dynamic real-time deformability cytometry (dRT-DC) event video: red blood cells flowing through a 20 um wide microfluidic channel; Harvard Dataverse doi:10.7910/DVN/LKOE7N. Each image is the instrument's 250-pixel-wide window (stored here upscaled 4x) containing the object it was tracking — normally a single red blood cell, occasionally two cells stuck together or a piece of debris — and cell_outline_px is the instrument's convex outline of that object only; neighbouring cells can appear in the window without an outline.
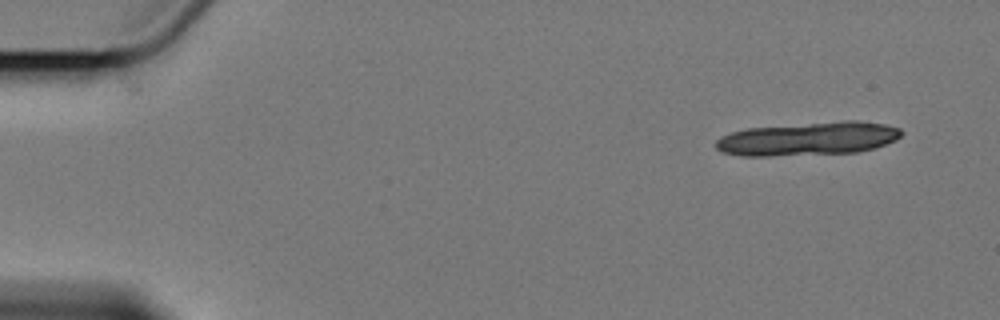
{"species": "Egyptian fruit bat (a non-hibernating species)", "species_latin": "Rousettus aegyptiacus", "temperature_condition": "cold", "stored_images_in_passage": 15, "segment_of_instrument_passage": [1, 2], "camera_frame_rate_fps": 3000, "um_per_image_px": 0.085, "animal": {"sex": "female"}, "frame": {"image": 1, "passage_image": 1, "time_ms": 0.0, "image_size_px": [1000, 320], "cell_outline_px": [[904, 132], [896, 140], [872, 148], [856, 152], [772, 156], [740, 156], [720, 152], [716, 148], [716, 140], [720, 136], [732, 132], [748, 128], [844, 120], [856, 120], [884, 124], [900, 128]], "centroid_in_image_um": [68.67, 11.79], "position_along_channel_um": 16.3, "area_um2": 36.24}}